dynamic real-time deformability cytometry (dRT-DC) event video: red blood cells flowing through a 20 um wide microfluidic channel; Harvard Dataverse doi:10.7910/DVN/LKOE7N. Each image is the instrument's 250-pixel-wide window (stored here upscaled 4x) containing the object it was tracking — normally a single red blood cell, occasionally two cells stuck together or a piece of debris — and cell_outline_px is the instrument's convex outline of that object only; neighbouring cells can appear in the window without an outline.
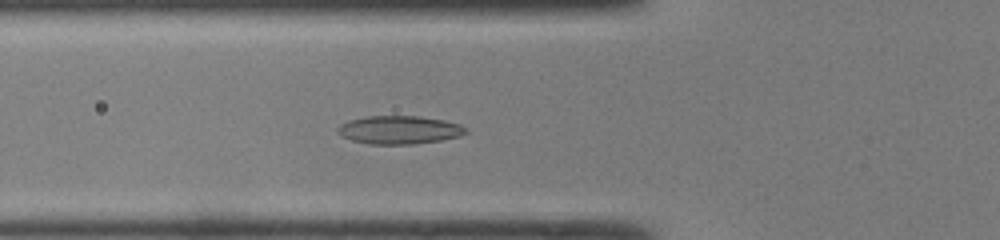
{"species": "common noctule bat (a hibernating species)", "species_latin": "Nyctalus noctula", "temperature_condition": "room temperature", "stored_images_in_passage": 46, "camera_frame_rate_fps": 3000, "um_per_image_px": 0.085, "animal": {"sex": "male", "body_mass_g": 19.0, "forearm_length_mm": 50.8}, "frame": {"image": 1, "passage_image": 16, "time_ms": 5.0, "image_size_px": [1000, 240], "cell_outline_px": [[468, 132], [460, 136], [440, 140], [416, 144], [368, 144], [352, 140], [340, 136], [336, 132], [336, 128], [340, 124], [348, 120], [368, 116], [420, 116], [444, 120], [460, 124]], "centroid_in_image_um": [33.9, 11.04], "position_along_channel_um": 91.9, "area_um2": 21.21}}
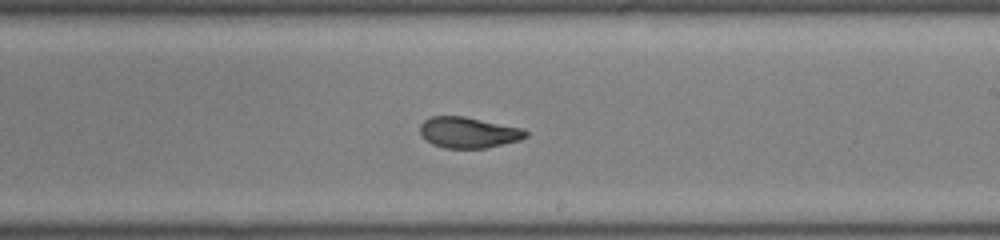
{"frame": {"image": 2, "passage_image": 27, "time_ms": 8.667, "image_size_px": [1000, 240], "cell_outline_px": [[528, 136], [520, 140], [484, 148], [444, 148], [432, 144], [420, 132], [420, 124], [424, 120], [432, 116], [464, 116], [524, 128], [528, 132]], "centroid_in_image_um": [39.84, 11.25], "position_along_channel_um": 249.2, "area_um2": 19.02}}
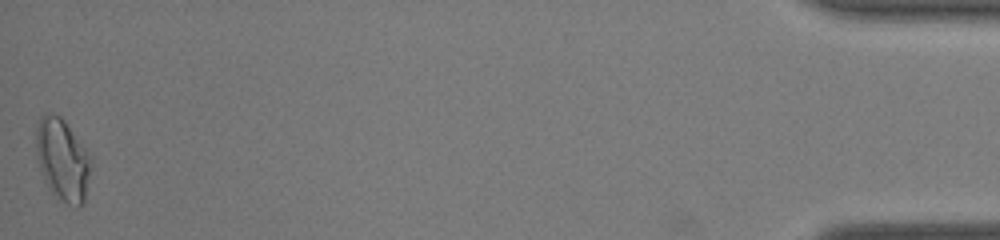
{"frame": {"image": 3, "passage_image": 46, "time_ms": 15.0, "image_size_px": [1000, 240], "cell_outline_px": [[92, 156], [84, 204], [80, 208], [76, 208], [68, 204], [52, 192], [44, 180], [36, 156], [36, 132], [40, 116], [48, 112], [52, 112], [60, 116], [64, 120]], "centroid_in_image_um": [5.32, 13.57], "position_along_channel_um": 429.9, "area_um2": 26.3}, "authors_computed_cell_mechanics": {"area_um2": 20.2011, "velocity_mm_per_s": 4.3005, "shape_relaxation_time_tau1_ms": null, "shape_relaxation_time_tau2_ms": 1.3475, "deformation_change_tau1": null, "deformation_change_tau2": 0.0733}}